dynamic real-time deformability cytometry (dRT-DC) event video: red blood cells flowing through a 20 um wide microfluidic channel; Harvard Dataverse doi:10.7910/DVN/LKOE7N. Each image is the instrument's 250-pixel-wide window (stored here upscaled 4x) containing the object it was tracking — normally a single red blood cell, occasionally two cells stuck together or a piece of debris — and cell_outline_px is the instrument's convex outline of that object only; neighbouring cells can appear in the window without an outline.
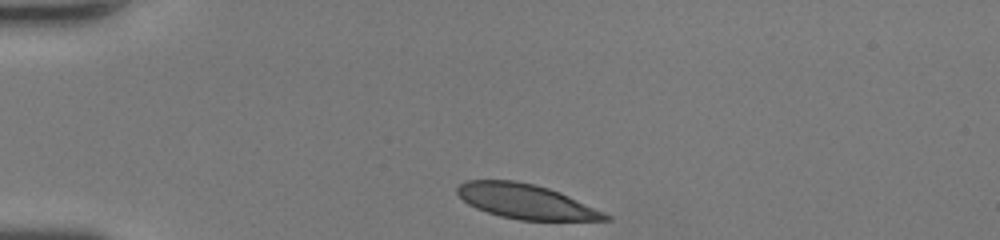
{"species": "human", "species_latin": "Homo sapiens", "temperature_condition": "room temperature", "stored_images_in_passage": 30, "camera_frame_rate_fps": 3000, "um_per_image_px": 0.085, "donor": {"sex": "female"}, "frame": {"image": 1, "passage_image": 1, "time_ms": 0.0, "image_size_px": [1000, 240], "cell_outline_px": [[612, 220], [520, 220], [500, 216], [476, 208], [468, 204], [456, 192], [456, 188], [460, 184], [468, 180], [516, 180], [548, 188], [560, 192], [604, 212], [612, 216]], "centroid_in_image_um": [44.7, 17.12], "position_along_channel_um": 40.3, "area_um2": 29.65}}
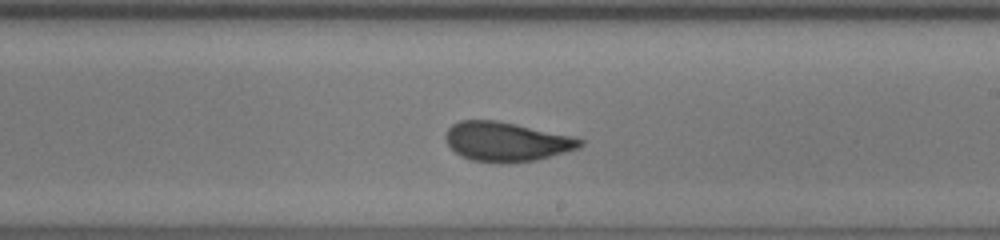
{"frame": {"image": 2, "passage_image": 18, "time_ms": 5.667, "image_size_px": [1000, 240], "cell_outline_px": [[584, 144], [580, 148], [536, 160], [508, 164], [472, 160], [460, 156], [444, 140], [444, 136], [448, 128], [452, 124], [460, 120], [496, 120], [516, 124], [572, 136], [584, 140]], "centroid_in_image_um": [43.04, 12.05], "position_along_channel_um": 246.0, "area_um2": 30.98}}
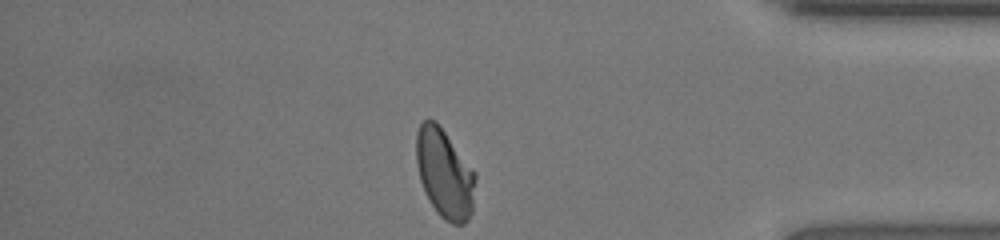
{"frame": {"image": 3, "passage_image": 30, "time_ms": 9.667, "image_size_px": [1000, 240], "cell_outline_px": [[476, 176], [472, 212], [468, 220], [464, 224], [452, 224], [444, 220], [436, 212], [424, 192], [420, 180], [416, 164], [416, 132], [420, 124], [424, 120], [436, 120], [476, 172]], "centroid_in_image_um": [37.79, 14.76], "position_along_channel_um": 397.4, "area_um2": 31.04}, "authors_computed_cell_mechanics": {"area_um2": 30.923, "velocity_mm_per_s": 4.4291, "shape_relaxation_time_tau1_ms": 4.4588, "shape_relaxation_time_tau2_ms": 0.6644, "deformation_change_tau1": 0.1552, "deformation_change_tau2": 0.0556}}